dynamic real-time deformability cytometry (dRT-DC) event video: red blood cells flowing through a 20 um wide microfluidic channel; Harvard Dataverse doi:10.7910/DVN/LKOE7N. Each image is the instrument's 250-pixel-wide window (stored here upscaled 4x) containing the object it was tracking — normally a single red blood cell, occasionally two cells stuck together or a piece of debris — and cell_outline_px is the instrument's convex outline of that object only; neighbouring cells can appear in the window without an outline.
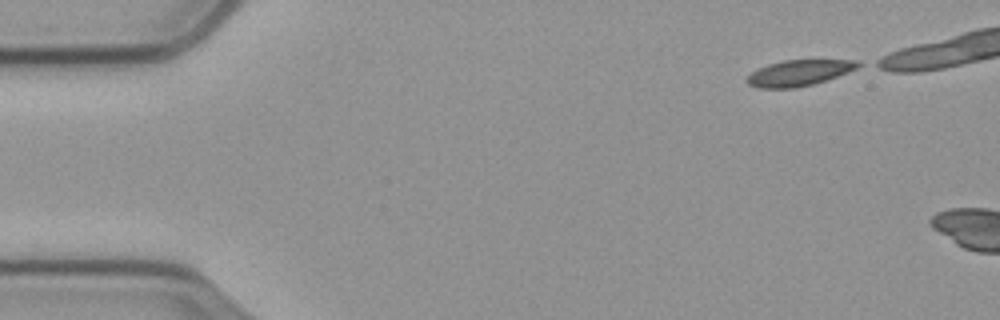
{"species": "common noctule bat (a hibernating species)", "species_latin": "Nyctalus noctula", "temperature_condition": "cold", "stored_images_in_passage": 11, "camera_frame_rate_fps": 3000, "um_per_image_px": 0.085, "animal": {"sex": "male", "body_mass_g": 23.1, "forearm_length_mm": 52.7}, "frame": {"image": 1, "passage_image": 1, "time_ms": 0.0, "image_size_px": [1000, 320], "cell_outline_px": [[864, 64], [848, 72], [812, 84], [796, 88], [756, 88], [748, 84], [744, 80], [756, 68], [768, 64], [784, 60], [860, 60]], "centroid_in_image_um": [67.88, 6.19], "position_along_channel_um": 17.1, "area_um2": 16.82}}